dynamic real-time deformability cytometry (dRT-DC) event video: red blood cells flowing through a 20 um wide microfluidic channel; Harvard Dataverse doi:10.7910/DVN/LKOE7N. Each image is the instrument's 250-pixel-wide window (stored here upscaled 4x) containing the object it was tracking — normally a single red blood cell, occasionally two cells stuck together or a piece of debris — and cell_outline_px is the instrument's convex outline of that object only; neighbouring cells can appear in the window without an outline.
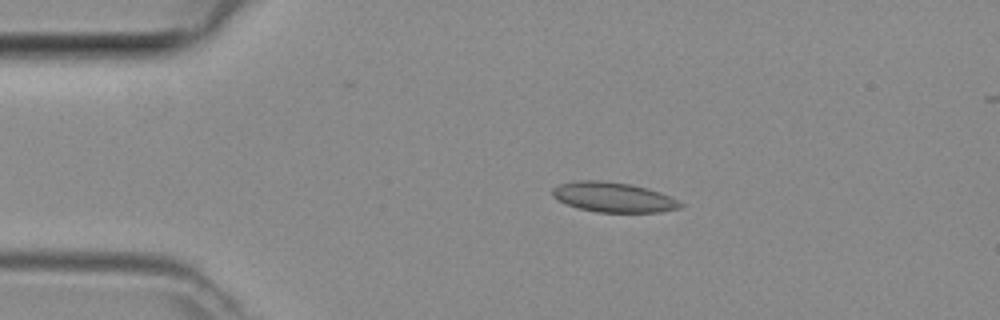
{"species": "common noctule bat (a hibernating species)", "species_latin": "Nyctalus noctula", "temperature_condition": "room temperature", "stored_images_in_passage": 3, "camera_frame_rate_fps": 3000, "um_per_image_px": 0.085, "animal": {"sex": "female", "body_mass_g": 29.2, "forearm_length_mm": 56.3}, "frame": {"image": 1, "passage_image": 1, "time_ms": 0.0, "image_size_px": [1000, 320], "cell_outline_px": [[684, 204], [680, 208], [660, 212], [596, 212], [580, 208], [556, 200], [552, 196], [552, 188], [560, 184], [576, 180], [600, 180], [628, 184], [648, 188], [672, 196]], "centroid_in_image_um": [52.15, 16.76], "position_along_channel_um": 32.9, "area_um2": 22.37}}
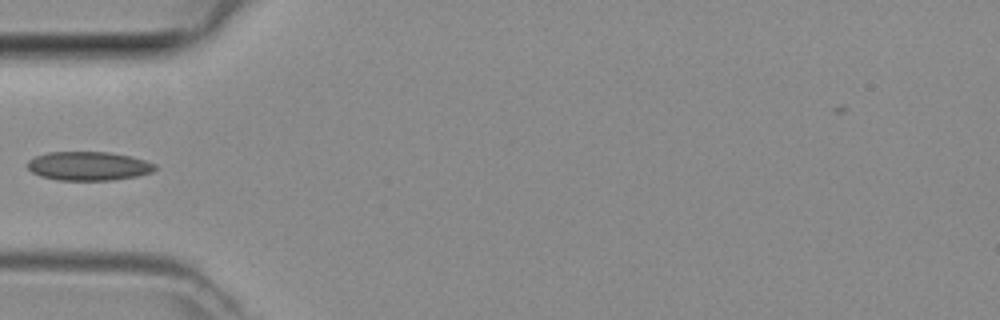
{"frame": {"image": 2, "passage_image": 3, "time_ms": 0.667, "image_size_px": [1000, 320], "cell_outline_px": [[156, 168], [152, 172], [136, 176], [112, 180], [56, 180], [40, 176], [32, 172], [28, 168], [28, 160], [36, 156], [48, 152], [108, 152], [132, 156], [156, 164]], "centroid_in_image_um": [7.52, 14.11], "position_along_channel_um": 77.5, "area_um2": 21.44}}